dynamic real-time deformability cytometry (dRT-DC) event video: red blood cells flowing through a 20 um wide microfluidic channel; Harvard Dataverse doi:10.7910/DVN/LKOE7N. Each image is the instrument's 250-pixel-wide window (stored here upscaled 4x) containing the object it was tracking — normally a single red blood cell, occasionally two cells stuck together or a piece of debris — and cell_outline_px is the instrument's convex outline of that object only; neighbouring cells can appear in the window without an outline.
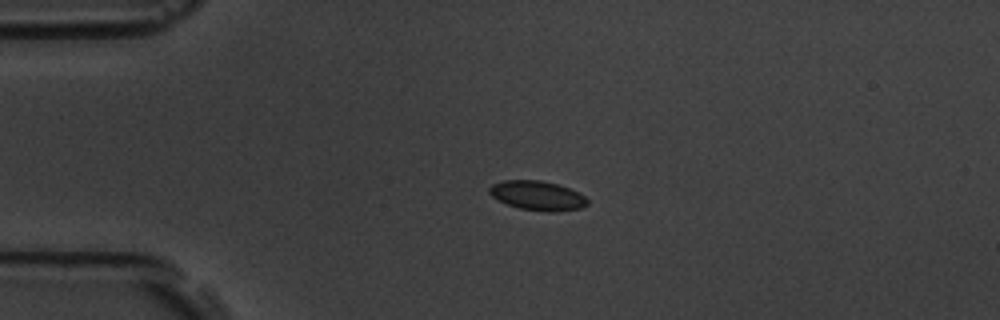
{"species": "common noctule bat (a hibernating species)", "species_latin": "Nyctalus noctula", "temperature_condition": "room temperature", "stored_images_in_passage": 4, "camera_frame_rate_fps": 3000, "um_per_image_px": 0.085, "animal": {"sex": "male", "body_mass_g": 19.5, "forearm_length_mm": 54.6}, "frame": {"image": 1, "passage_image": 3, "time_ms": 2.333, "image_size_px": [1000, 320], "cell_outline_px": [[588, 204], [580, 208], [556, 212], [548, 212], [520, 208], [508, 204], [492, 196], [488, 192], [488, 188], [492, 184], [504, 180], [540, 180], [556, 184], [568, 188], [584, 196], [588, 200]], "centroid_in_image_um": [45.67, 16.62], "position_along_channel_um": 39.3, "area_um2": 16.59}}